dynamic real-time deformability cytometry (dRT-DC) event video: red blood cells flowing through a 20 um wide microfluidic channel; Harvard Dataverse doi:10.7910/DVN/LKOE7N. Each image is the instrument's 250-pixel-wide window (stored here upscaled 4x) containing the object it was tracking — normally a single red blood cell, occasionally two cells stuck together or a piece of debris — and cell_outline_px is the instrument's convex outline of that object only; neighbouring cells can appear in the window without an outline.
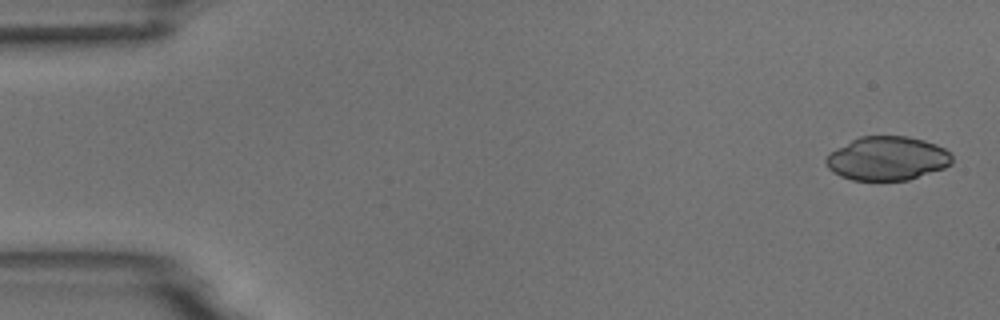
{"species": "common noctule bat (a hibernating species)", "species_latin": "Nyctalus noctula", "temperature_condition": "room temperature", "stored_images_in_passage": 4, "camera_frame_rate_fps": 3000, "um_per_image_px": 0.085, "animal": {"sex": "male", "body_mass_g": 18.8}, "frame": {"image": 1, "passage_image": 1, "time_ms": 0.0, "image_size_px": [1000, 320], "cell_outline_px": [[952, 164], [944, 168], [908, 180], [852, 180], [840, 176], [832, 172], [824, 164], [824, 160], [828, 152], [860, 136], [908, 136], [924, 140], [936, 144], [944, 148], [952, 156]], "centroid_in_image_um": [75.38, 13.47], "position_along_channel_um": 9.6, "area_um2": 32.43}}